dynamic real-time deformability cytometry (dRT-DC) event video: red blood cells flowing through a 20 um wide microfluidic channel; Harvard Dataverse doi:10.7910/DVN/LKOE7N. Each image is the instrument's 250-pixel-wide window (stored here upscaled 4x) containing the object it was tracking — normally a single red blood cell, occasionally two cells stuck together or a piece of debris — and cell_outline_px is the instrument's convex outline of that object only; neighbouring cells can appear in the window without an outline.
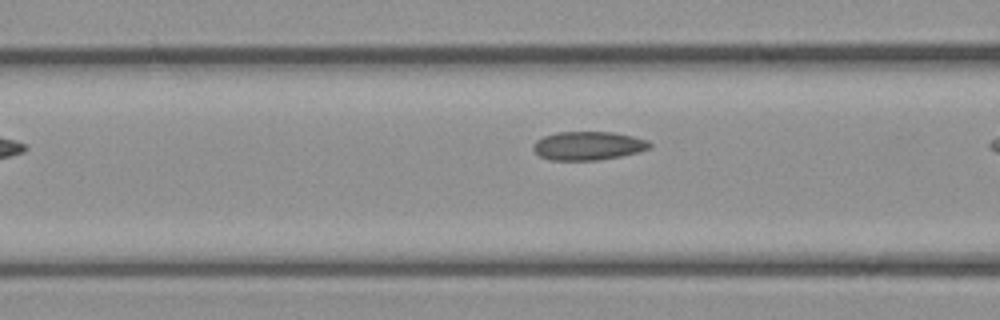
{"species": "common noctule bat (a hibernating species)", "species_latin": "Nyctalus noctula", "temperature_condition": "cold", "stored_images_in_passage": 8, "camera_frame_rate_fps": 3000, "um_per_image_px": 0.085, "animal": {"sex": "female", "body_mass_g": 21.9}, "frame": {"image": 1, "passage_image": 7, "time_ms": 2.0, "image_size_px": [1000, 320], "cell_outline_px": [[652, 148], [640, 152], [620, 156], [596, 160], [552, 160], [540, 156], [532, 148], [532, 144], [536, 140], [544, 136], [556, 132], [612, 132], [632, 136], [648, 140], [652, 144]], "centroid_in_image_um": [50.01, 12.38], "position_along_channel_um": 116.6, "area_um2": 19.48}}